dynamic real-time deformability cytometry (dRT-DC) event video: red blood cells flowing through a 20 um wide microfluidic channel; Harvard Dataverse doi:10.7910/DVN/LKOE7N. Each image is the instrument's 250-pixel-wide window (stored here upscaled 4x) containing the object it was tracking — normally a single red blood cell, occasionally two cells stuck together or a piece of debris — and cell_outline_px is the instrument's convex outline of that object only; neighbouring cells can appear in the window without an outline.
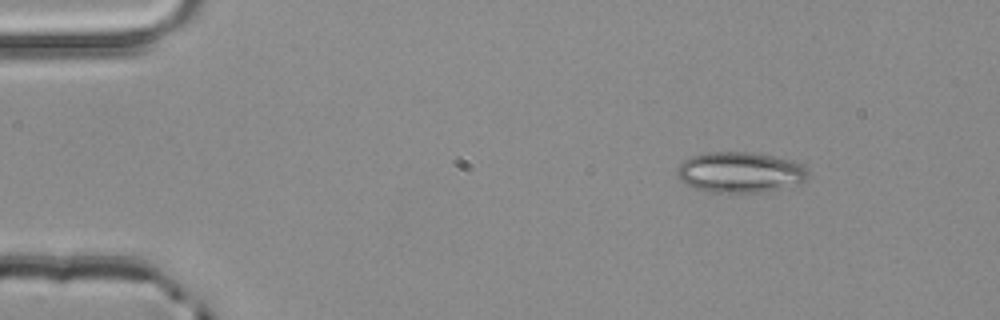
{"species": "common noctule bat (a hibernating species)", "species_latin": "Nyctalus noctula", "temperature_condition": "room temperature", "stored_images_in_passage": 4, "camera_frame_rate_fps": 3000, "um_per_image_px": 0.085, "animal": {"sex": "male", "body_mass_g": 20.4}, "frame": {"image": 1, "passage_image": 1, "time_ms": 0.0, "image_size_px": [1000, 320], "cell_outline_px": [[808, 176], [800, 184], [764, 192], [716, 192], [696, 188], [684, 184], [680, 180], [676, 172], [680, 164], [684, 160], [692, 156], [704, 152], [752, 152], [792, 160], [800, 164], [808, 172]], "centroid_in_image_um": [62.9, 14.64], "position_along_channel_um": 22.1, "area_um2": 30.92}}